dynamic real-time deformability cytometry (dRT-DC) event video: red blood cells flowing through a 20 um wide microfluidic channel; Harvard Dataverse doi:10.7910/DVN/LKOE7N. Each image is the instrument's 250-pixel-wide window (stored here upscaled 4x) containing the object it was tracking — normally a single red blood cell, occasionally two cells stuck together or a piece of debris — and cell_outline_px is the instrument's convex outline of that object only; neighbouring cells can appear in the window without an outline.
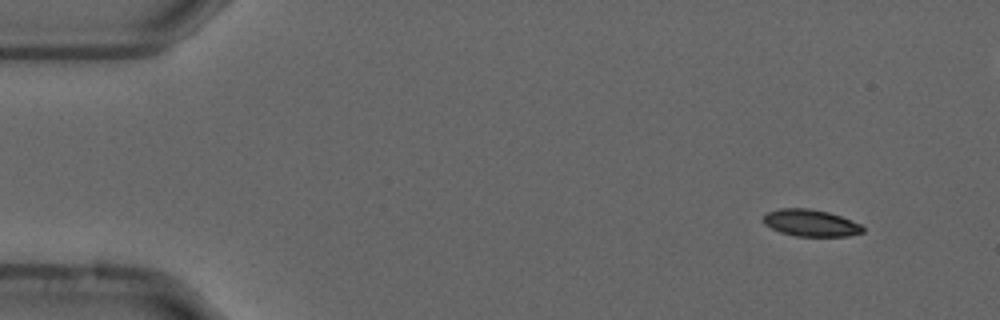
{"species": "common noctule bat (a hibernating species)", "species_latin": "Nyctalus noctula", "temperature_condition": "cold", "stored_images_in_passage": 52, "camera_frame_rate_fps": 3000, "um_per_image_px": 0.085, "animal": {"sex": "male", "forearm_length_mm": 52.5}, "frame": {"image": 1, "passage_image": 1, "time_ms": 0.0, "image_size_px": [1000, 320], "cell_outline_px": [[864, 232], [848, 236], [796, 236], [780, 232], [764, 224], [764, 216], [768, 212], [780, 208], [808, 208], [828, 212], [840, 216], [860, 224], [864, 228]], "centroid_in_image_um": [68.91, 18.95], "position_along_channel_um": 16.1, "area_um2": 15.43}}
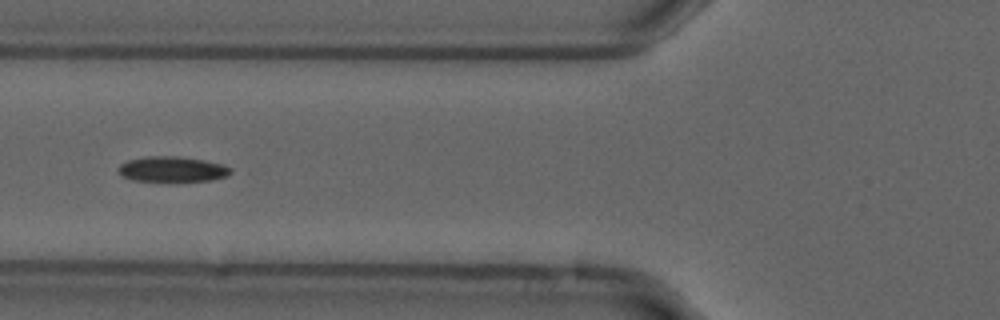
{"frame": {"image": 2, "passage_image": 17, "time_ms": 5.333, "image_size_px": [1000, 320], "cell_outline_px": [[236, 172], [228, 176], [212, 180], [176, 184], [168, 184], [136, 180], [124, 176], [116, 172], [116, 168], [120, 164], [128, 160], [144, 156], [176, 156], [204, 160], [224, 164], [232, 168]], "centroid_in_image_um": [14.69, 14.43], "position_along_channel_um": 111.1, "area_um2": 17.8}}
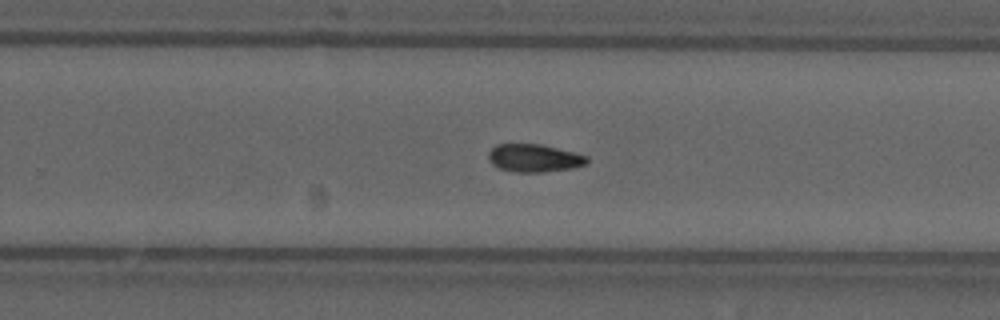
{"frame": {"image": 3, "passage_image": 31, "time_ms": 10.0, "image_size_px": [1000, 320], "cell_outline_px": [[588, 164], [572, 168], [544, 172], [512, 172], [500, 168], [492, 164], [488, 160], [488, 152], [496, 144], [540, 144], [588, 156]], "centroid_in_image_um": [45.38, 13.44], "position_along_channel_um": 284.4, "area_um2": 16.01}, "authors_computed_cell_mechanics": {"area_um2": 15.9239, "velocity_mm_per_s": 3.7157, "shape_relaxation_time_tau1_ms": 8.7019, "shape_relaxation_time_tau2_ms": null, "deformation_change_tau1": 0.1732, "deformation_change_tau2": null}}